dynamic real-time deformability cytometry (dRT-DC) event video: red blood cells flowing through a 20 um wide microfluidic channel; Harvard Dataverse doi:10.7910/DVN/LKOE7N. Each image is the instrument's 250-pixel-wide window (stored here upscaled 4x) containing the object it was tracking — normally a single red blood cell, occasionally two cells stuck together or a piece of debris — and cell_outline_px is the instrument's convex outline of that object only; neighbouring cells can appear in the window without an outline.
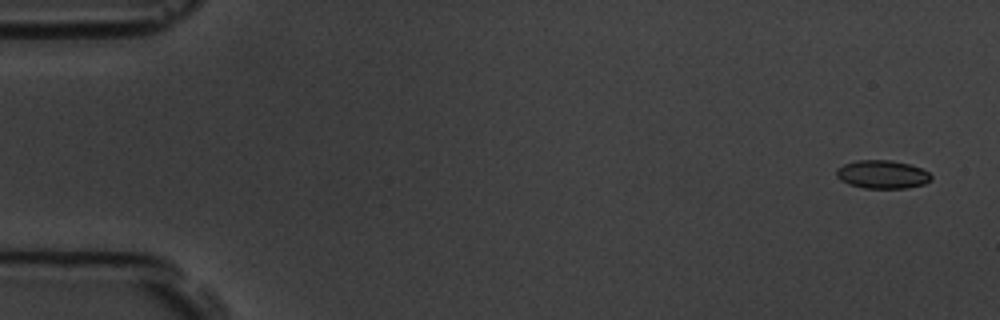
{"species": "common noctule bat (a hibernating species)", "species_latin": "Nyctalus noctula", "temperature_condition": "room temperature", "stored_images_in_passage": 4, "camera_frame_rate_fps": 3000, "um_per_image_px": 0.085, "animal": {"sex": "male", "body_mass_g": 19.5, "forearm_length_mm": 54.6}, "frame": {"image": 1, "passage_image": 1, "time_ms": 0.0, "image_size_px": [1000, 320], "cell_outline_px": [[932, 180], [924, 184], [908, 188], [864, 188], [848, 184], [840, 180], [836, 176], [836, 168], [844, 164], [856, 160], [892, 160], [908, 164], [920, 168], [928, 172], [932, 176]], "centroid_in_image_um": [74.98, 14.83], "position_along_channel_um": 10.0, "area_um2": 15.72}}